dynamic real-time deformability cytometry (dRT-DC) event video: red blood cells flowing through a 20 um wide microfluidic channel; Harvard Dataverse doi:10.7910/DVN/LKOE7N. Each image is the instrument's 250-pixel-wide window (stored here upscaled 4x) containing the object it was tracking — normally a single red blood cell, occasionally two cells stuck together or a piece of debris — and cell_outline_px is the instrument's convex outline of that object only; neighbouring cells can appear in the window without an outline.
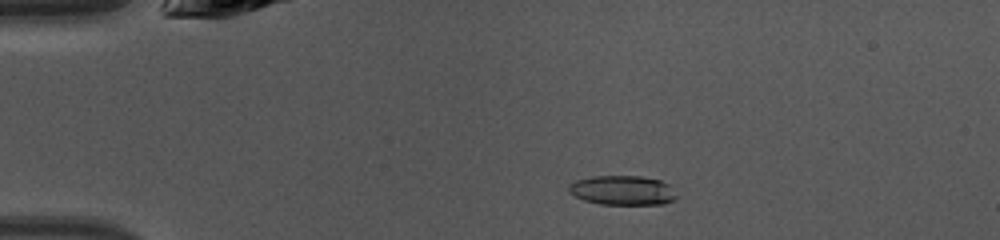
{"species": "common noctule bat (a hibernating species)", "species_latin": "Nyctalus noctula", "temperature_condition": "warm", "stored_images_in_passage": 47, "camera_frame_rate_fps": 3000, "um_per_image_px": 0.085, "animal": {"sex": "female", "body_mass_g": 10.0, "forearm_length_mm": 53.1}, "frame": {"image": 1, "passage_image": 10, "time_ms": 3.0, "image_size_px": [1000, 240], "cell_outline_px": [[676, 200], [664, 204], [600, 204], [584, 200], [568, 192], [568, 184], [576, 180], [592, 176], [640, 176], [660, 180], [668, 184], [676, 196]], "centroid_in_image_um": [52.89, 16.17], "position_along_channel_um": 32.1, "area_um2": 18.5}}
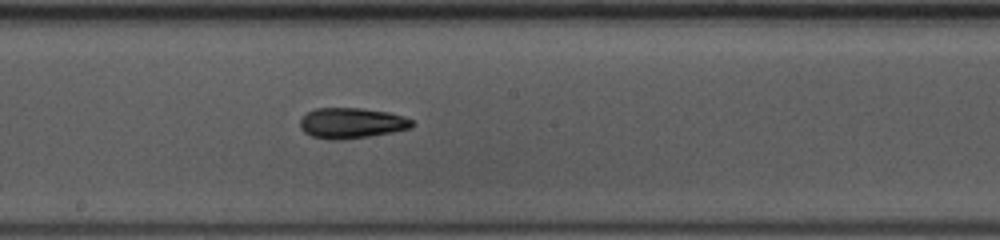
{"frame": {"image": 2, "passage_image": 26, "time_ms": 8.333, "image_size_px": [1000, 240], "cell_outline_px": [[416, 124], [412, 128], [392, 132], [368, 136], [340, 140], [332, 140], [312, 136], [304, 132], [300, 128], [300, 120], [308, 112], [316, 108], [360, 108], [388, 112], [404, 116], [412, 120]], "centroid_in_image_um": [29.91, 10.46], "position_along_channel_um": 218.3, "area_um2": 19.94}}
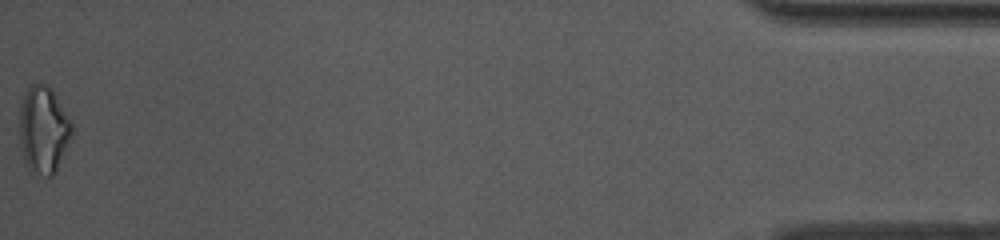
{"frame": {"image": 3, "passage_image": 47, "time_ms": 15.333, "image_size_px": [1000, 240], "cell_outline_px": [[72, 132], [56, 172], [52, 176], [48, 176], [28, 172], [24, 160], [20, 144], [20, 108], [24, 92], [28, 84], [48, 84], [56, 96], [72, 124]], "centroid_in_image_um": [3.66, 11.03], "position_along_channel_um": 431.5, "area_um2": 26.53}, "authors_computed_cell_mechanics": {"area_um2": 19.4786, "velocity_mm_per_s": 4.344, "shape_relaxation_time_tau1_ms": 4.2844, "shape_relaxation_time_tau2_ms": 4.7716, "deformation_change_tau1": 0.1506, "deformation_change_tau2": 0.1198}}